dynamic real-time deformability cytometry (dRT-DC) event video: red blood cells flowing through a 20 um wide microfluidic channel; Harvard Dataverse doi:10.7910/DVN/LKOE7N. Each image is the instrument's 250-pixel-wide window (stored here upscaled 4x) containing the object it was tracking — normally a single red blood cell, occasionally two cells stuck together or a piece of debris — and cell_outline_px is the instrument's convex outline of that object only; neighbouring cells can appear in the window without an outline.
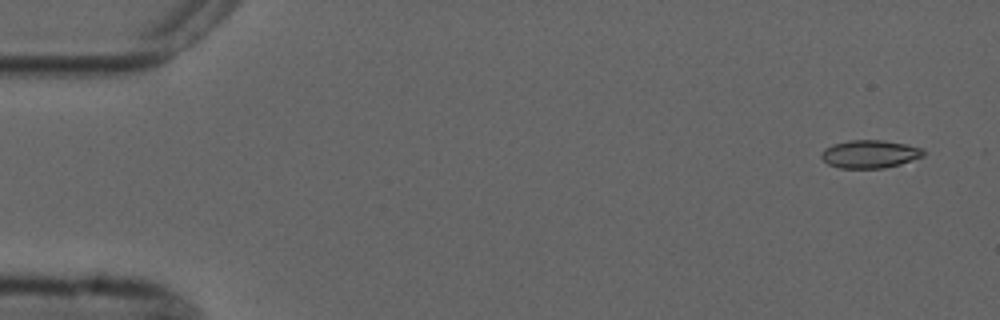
{"species": "common noctule bat (a hibernating species)", "species_latin": "Nyctalus noctula", "temperature_condition": "cold", "stored_images_in_passage": 5, "camera_frame_rate_fps": 3000, "um_per_image_px": 0.085, "animal": {"sex": "male", "forearm_length_mm": 52.5}, "frame": {"image": 1, "passage_image": 1, "time_ms": 0.0, "image_size_px": [1000, 320], "cell_outline_px": [[924, 156], [900, 164], [884, 168], [840, 168], [828, 164], [820, 156], [824, 148], [832, 144], [848, 140], [884, 140], [924, 148]], "centroid_in_image_um": [73.93, 13.09], "position_along_channel_um": 11.1, "area_um2": 16.7}}
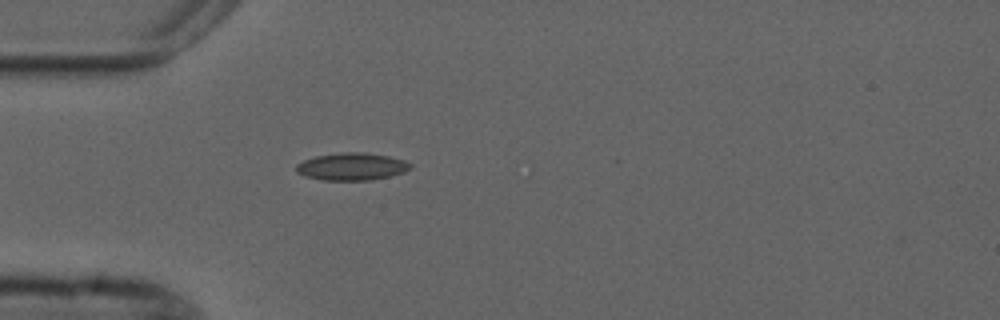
{"frame": {"image": 2, "passage_image": 5, "time_ms": 4.333, "image_size_px": [1000, 320], "cell_outline_px": [[412, 168], [404, 172], [372, 180], [320, 180], [304, 176], [296, 172], [296, 164], [304, 160], [316, 156], [340, 152], [364, 152], [388, 156], [404, 160], [412, 164]], "centroid_in_image_um": [29.89, 14.16], "position_along_channel_um": 55.1, "area_um2": 18.32}}